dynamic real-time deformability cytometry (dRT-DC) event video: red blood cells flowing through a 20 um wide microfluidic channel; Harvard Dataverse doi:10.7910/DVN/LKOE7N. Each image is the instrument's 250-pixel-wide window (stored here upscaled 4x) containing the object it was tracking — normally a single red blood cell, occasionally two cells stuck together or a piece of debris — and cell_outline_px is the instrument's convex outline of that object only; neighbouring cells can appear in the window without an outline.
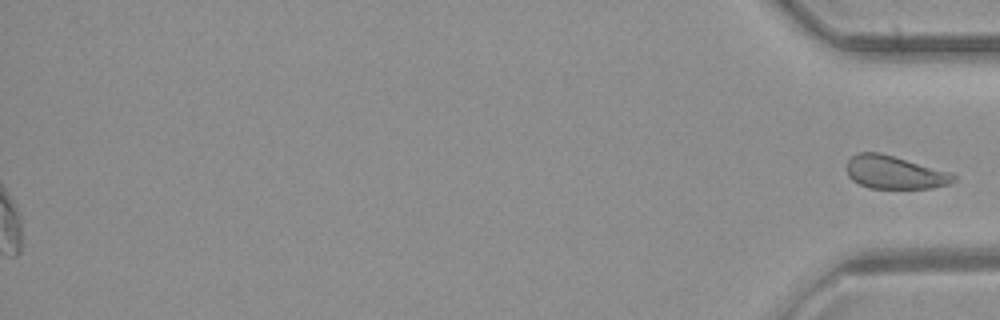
{"species": "common noctule bat (a hibernating species)", "species_latin": "Nyctalus noctula", "temperature_condition": "room temperature", "stored_images_in_passage": 41, "segment_of_instrument_passage": [2, 2], "camera_frame_rate_fps": 3000, "um_per_image_px": 0.085, "animal": {"sex": "female", "body_mass_g": 21.9}, "frame": {"image": 1, "passage_image": 41, "time_ms": 13.333, "image_size_px": [1000, 320], "cell_outline_px": [[956, 180], [948, 184], [932, 188], [868, 188], [852, 180], [848, 176], [848, 160], [856, 152], [880, 152], [952, 172], [956, 176]], "centroid_in_image_um": [76.06, 14.64], "position_along_channel_um": 359.1, "area_um2": 20.69}}